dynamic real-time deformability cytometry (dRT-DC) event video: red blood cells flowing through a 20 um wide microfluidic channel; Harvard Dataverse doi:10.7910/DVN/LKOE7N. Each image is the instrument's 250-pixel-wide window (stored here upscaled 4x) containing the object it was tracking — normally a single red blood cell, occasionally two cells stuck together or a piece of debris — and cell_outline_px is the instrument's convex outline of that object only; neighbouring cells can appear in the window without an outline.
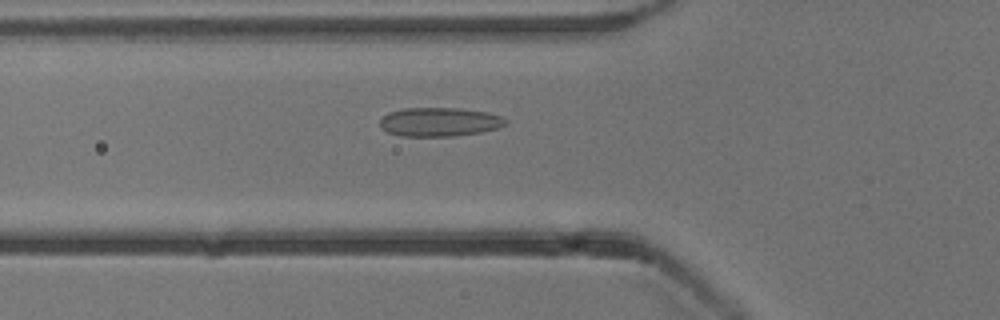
{"species": "common noctule bat (a hibernating species)", "species_latin": "Nyctalus noctula", "temperature_condition": "cold", "stored_images_in_passage": 13, "camera_frame_rate_fps": 3000, "um_per_image_px": 0.085, "animal": {"sex": "male", "body_mass_g": 13.3}, "frame": {"image": 1, "passage_image": 3, "time_ms": 0.667, "image_size_px": [1000, 320], "cell_outline_px": [[508, 124], [496, 128], [480, 132], [456, 136], [400, 136], [388, 132], [380, 128], [380, 120], [388, 112], [404, 108], [460, 108], [488, 112], [500, 116], [508, 120]], "centroid_in_image_um": [37.35, 10.36], "position_along_channel_um": 88.4, "area_um2": 21.27}}
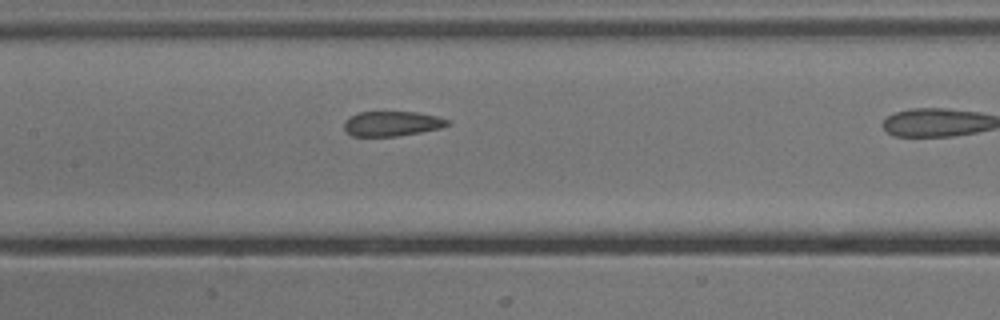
{"frame": {"image": 2, "passage_image": 6, "time_ms": 1.667, "image_size_px": [1000, 320], "cell_outline_px": [[448, 124], [440, 128], [420, 132], [396, 136], [352, 136], [344, 128], [344, 120], [360, 112], [416, 112], [436, 116], [448, 120]], "centroid_in_image_um": [33.29, 10.51], "position_along_channel_um": 174.1, "area_um2": 14.74}}